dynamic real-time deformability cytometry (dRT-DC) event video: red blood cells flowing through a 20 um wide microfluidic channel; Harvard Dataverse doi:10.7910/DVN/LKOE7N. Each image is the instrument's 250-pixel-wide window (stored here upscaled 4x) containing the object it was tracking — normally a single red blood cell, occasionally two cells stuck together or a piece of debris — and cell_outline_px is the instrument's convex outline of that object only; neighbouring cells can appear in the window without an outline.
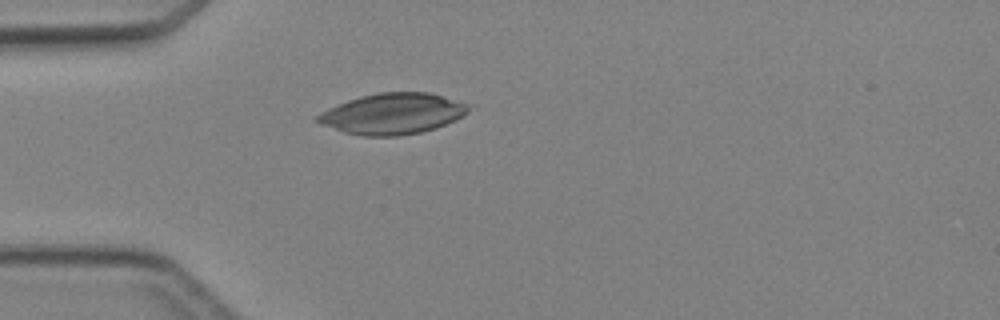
{"species": "Egyptian fruit bat (a non-hibernating species)", "species_latin": "Rousettus aegyptiacus", "temperature_condition": "cold", "stored_images_in_passage": 2, "camera_frame_rate_fps": 3000, "um_per_image_px": 0.085, "animal": {"sex": "female"}, "frame": {"image": 1, "passage_image": 2, "time_ms": 1.333, "image_size_px": [1000, 320], "cell_outline_px": [[476, 104], [464, 116], [456, 120], [436, 128], [420, 132], [400, 136], [364, 136], [344, 132], [320, 124], [312, 120], [320, 112], [328, 108], [348, 100], [360, 96], [376, 92], [428, 92]], "centroid_in_image_um": [33.43, 9.65], "position_along_channel_um": 51.6, "area_um2": 36.65}}